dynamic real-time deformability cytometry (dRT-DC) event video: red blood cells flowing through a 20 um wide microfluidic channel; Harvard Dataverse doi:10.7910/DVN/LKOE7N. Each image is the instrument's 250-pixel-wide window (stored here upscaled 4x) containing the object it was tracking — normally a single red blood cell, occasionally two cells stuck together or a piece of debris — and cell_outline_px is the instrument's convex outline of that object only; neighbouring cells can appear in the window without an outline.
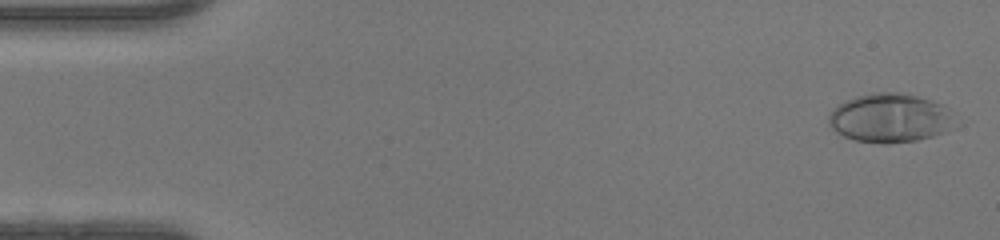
{"species": "human", "species_latin": "Homo sapiens", "temperature_condition": "warm", "stored_images_in_passage": 48, "camera_frame_rate_fps": 3000, "um_per_image_px": 0.085, "donor": {"sex": "female"}, "frame": {"image": 1, "passage_image": 2, "time_ms": 0.333, "image_size_px": [1000, 240], "cell_outline_px": [[956, 128], [932, 136], [916, 140], [888, 144], [884, 144], [856, 140], [844, 136], [836, 132], [828, 124], [828, 116], [832, 108], [844, 100], [856, 96], [876, 92], [900, 92], [932, 100], [944, 104], [948, 108]], "centroid_in_image_um": [75.64, 10.02], "position_along_channel_um": 9.4, "area_um2": 36.36}}
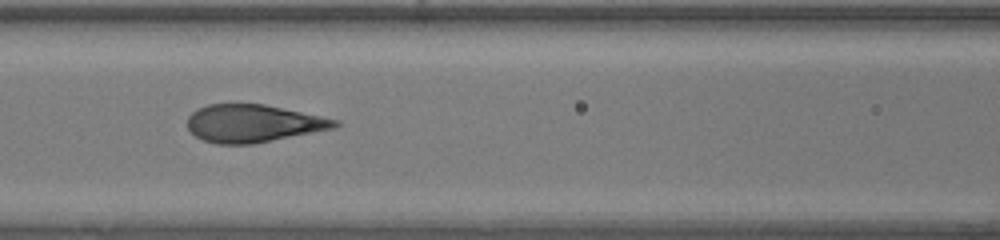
{"frame": {"image": 2, "passage_image": 21, "time_ms": 6.667, "image_size_px": [1000, 240], "cell_outline_px": [[340, 124], [336, 128], [252, 144], [216, 144], [204, 140], [196, 136], [188, 128], [188, 116], [192, 112], [208, 104], [264, 104], [340, 120]], "centroid_in_image_um": [21.54, 10.49], "position_along_channel_um": 145.1, "area_um2": 32.19}}
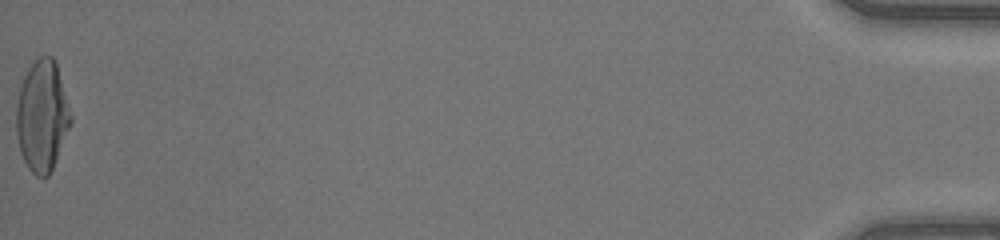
{"frame": {"image": 3, "passage_image": 48, "time_ms": 15.667, "image_size_px": [1000, 240], "cell_outline_px": [[72, 124], [52, 168], [48, 176], [36, 176], [28, 168], [20, 152], [16, 132], [16, 108], [20, 88], [24, 76], [28, 68], [40, 56], [52, 56], [56, 64], [72, 116]], "centroid_in_image_um": [3.58, 9.87], "position_along_channel_um": 431.6, "area_um2": 34.97}, "authors_computed_cell_mechanics": {"area_um2": 33.4373, "velocity_mm_per_s": 4.3853, "shape_relaxation_time_tau1_ms": 4.4227, "shape_relaxation_time_tau2_ms": null, "deformation_change_tau1": 0.2859, "deformation_change_tau2": null}}